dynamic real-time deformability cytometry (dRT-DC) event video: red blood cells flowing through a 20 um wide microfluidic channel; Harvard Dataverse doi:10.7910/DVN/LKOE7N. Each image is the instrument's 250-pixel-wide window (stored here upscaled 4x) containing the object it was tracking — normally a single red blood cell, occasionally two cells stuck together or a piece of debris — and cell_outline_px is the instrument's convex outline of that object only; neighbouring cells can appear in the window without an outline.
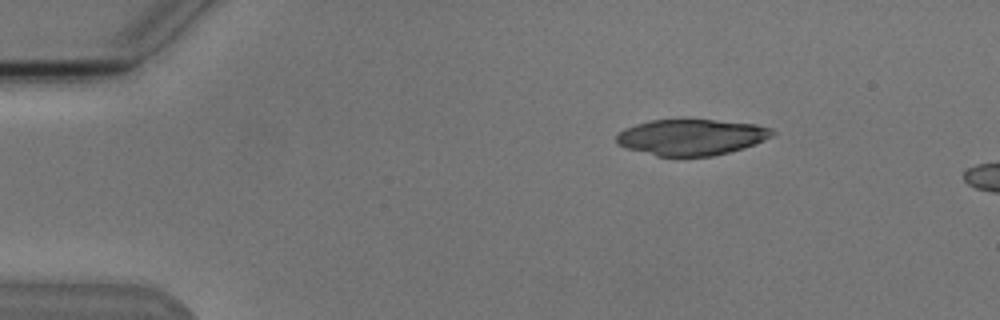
{"species": "Egyptian fruit bat (a non-hibernating species)", "species_latin": "Rousettus aegyptiacus", "temperature_condition": "cold", "stored_images_in_passage": 3, "camera_frame_rate_fps": 3000, "um_per_image_px": 0.085, "animal": {"sex": "male"}, "frame": {"image": 1, "passage_image": 1, "time_ms": 0.0, "image_size_px": [1000, 320], "cell_outline_px": [[776, 132], [772, 136], [756, 144], [744, 148], [712, 156], [656, 156], [628, 148], [616, 144], [616, 136], [624, 128], [648, 120], [684, 116], [756, 124], [772, 128]], "centroid_in_image_um": [58.77, 11.6], "position_along_channel_um": 26.2, "area_um2": 33.81}}